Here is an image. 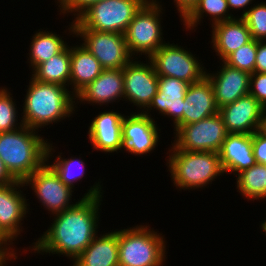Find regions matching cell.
Returning a JSON list of instances; mask_svg holds the SVG:
<instances>
[{
    "label": "cell",
    "mask_w": 266,
    "mask_h": 266,
    "mask_svg": "<svg viewBox=\"0 0 266 266\" xmlns=\"http://www.w3.org/2000/svg\"><path fill=\"white\" fill-rule=\"evenodd\" d=\"M137 225L118 231L119 266H163L166 244L162 234Z\"/></svg>",
    "instance_id": "5b68a950"
},
{
    "label": "cell",
    "mask_w": 266,
    "mask_h": 266,
    "mask_svg": "<svg viewBox=\"0 0 266 266\" xmlns=\"http://www.w3.org/2000/svg\"><path fill=\"white\" fill-rule=\"evenodd\" d=\"M55 32H36L30 43L29 59L32 71L41 63L62 52L68 45Z\"/></svg>",
    "instance_id": "484cf974"
},
{
    "label": "cell",
    "mask_w": 266,
    "mask_h": 266,
    "mask_svg": "<svg viewBox=\"0 0 266 266\" xmlns=\"http://www.w3.org/2000/svg\"><path fill=\"white\" fill-rule=\"evenodd\" d=\"M70 65V47L67 46L59 54L39 64L33 70L32 77L40 82L54 83L69 87Z\"/></svg>",
    "instance_id": "d4e9b609"
},
{
    "label": "cell",
    "mask_w": 266,
    "mask_h": 266,
    "mask_svg": "<svg viewBox=\"0 0 266 266\" xmlns=\"http://www.w3.org/2000/svg\"><path fill=\"white\" fill-rule=\"evenodd\" d=\"M70 58L69 84L73 85L72 94L76 96L84 87L93 82L104 68L83 44L70 48Z\"/></svg>",
    "instance_id": "cb8c5ba5"
},
{
    "label": "cell",
    "mask_w": 266,
    "mask_h": 266,
    "mask_svg": "<svg viewBox=\"0 0 266 266\" xmlns=\"http://www.w3.org/2000/svg\"><path fill=\"white\" fill-rule=\"evenodd\" d=\"M159 129L151 115L135 112L122 121L123 149L135 155H145L155 149Z\"/></svg>",
    "instance_id": "4fadbf2b"
},
{
    "label": "cell",
    "mask_w": 266,
    "mask_h": 266,
    "mask_svg": "<svg viewBox=\"0 0 266 266\" xmlns=\"http://www.w3.org/2000/svg\"><path fill=\"white\" fill-rule=\"evenodd\" d=\"M230 11L228 7L227 0H198L194 7L181 19L183 20V25L188 30H193L199 23H201V18L210 15L212 18V26L219 22H224L226 20H231L233 14H229ZM190 28V29H189Z\"/></svg>",
    "instance_id": "4316f807"
},
{
    "label": "cell",
    "mask_w": 266,
    "mask_h": 266,
    "mask_svg": "<svg viewBox=\"0 0 266 266\" xmlns=\"http://www.w3.org/2000/svg\"><path fill=\"white\" fill-rule=\"evenodd\" d=\"M256 54L257 40L252 39L247 44L229 54L222 62L233 68L252 74L254 73Z\"/></svg>",
    "instance_id": "f546056e"
},
{
    "label": "cell",
    "mask_w": 266,
    "mask_h": 266,
    "mask_svg": "<svg viewBox=\"0 0 266 266\" xmlns=\"http://www.w3.org/2000/svg\"><path fill=\"white\" fill-rule=\"evenodd\" d=\"M76 98V102L79 100L100 106L124 99L123 69H104L93 82L76 95Z\"/></svg>",
    "instance_id": "d6986e66"
},
{
    "label": "cell",
    "mask_w": 266,
    "mask_h": 266,
    "mask_svg": "<svg viewBox=\"0 0 266 266\" xmlns=\"http://www.w3.org/2000/svg\"><path fill=\"white\" fill-rule=\"evenodd\" d=\"M223 172L240 173L256 161L252 147V134L228 133L219 150Z\"/></svg>",
    "instance_id": "44dd1931"
},
{
    "label": "cell",
    "mask_w": 266,
    "mask_h": 266,
    "mask_svg": "<svg viewBox=\"0 0 266 266\" xmlns=\"http://www.w3.org/2000/svg\"><path fill=\"white\" fill-rule=\"evenodd\" d=\"M23 108V125L38 130L74 113L75 97L66 87L30 77ZM71 92V93H70ZM73 95V96H72Z\"/></svg>",
    "instance_id": "7a4b0ae2"
},
{
    "label": "cell",
    "mask_w": 266,
    "mask_h": 266,
    "mask_svg": "<svg viewBox=\"0 0 266 266\" xmlns=\"http://www.w3.org/2000/svg\"><path fill=\"white\" fill-rule=\"evenodd\" d=\"M169 152L168 170L181 190L202 189L224 174L218 152L180 150L173 144Z\"/></svg>",
    "instance_id": "277c9868"
},
{
    "label": "cell",
    "mask_w": 266,
    "mask_h": 266,
    "mask_svg": "<svg viewBox=\"0 0 266 266\" xmlns=\"http://www.w3.org/2000/svg\"><path fill=\"white\" fill-rule=\"evenodd\" d=\"M52 147V144L48 142L46 162L27 177L23 184L24 186L31 185L30 187L34 194L36 193L39 202L48 211H51L52 215H55L73 207L75 204L69 202L74 191L60 180L58 174L48 163L50 156H52V150L54 152Z\"/></svg>",
    "instance_id": "9c48e42d"
},
{
    "label": "cell",
    "mask_w": 266,
    "mask_h": 266,
    "mask_svg": "<svg viewBox=\"0 0 266 266\" xmlns=\"http://www.w3.org/2000/svg\"><path fill=\"white\" fill-rule=\"evenodd\" d=\"M260 227L262 228L263 232H265L266 234V221L265 220L263 221Z\"/></svg>",
    "instance_id": "b9f144b4"
},
{
    "label": "cell",
    "mask_w": 266,
    "mask_h": 266,
    "mask_svg": "<svg viewBox=\"0 0 266 266\" xmlns=\"http://www.w3.org/2000/svg\"><path fill=\"white\" fill-rule=\"evenodd\" d=\"M91 186L83 198L65 211L55 214L50 228L34 242L37 253L61 254L76 259L98 233L101 185Z\"/></svg>",
    "instance_id": "6da1fadb"
},
{
    "label": "cell",
    "mask_w": 266,
    "mask_h": 266,
    "mask_svg": "<svg viewBox=\"0 0 266 266\" xmlns=\"http://www.w3.org/2000/svg\"><path fill=\"white\" fill-rule=\"evenodd\" d=\"M249 93L266 108V73L251 74Z\"/></svg>",
    "instance_id": "d6a6232c"
},
{
    "label": "cell",
    "mask_w": 266,
    "mask_h": 266,
    "mask_svg": "<svg viewBox=\"0 0 266 266\" xmlns=\"http://www.w3.org/2000/svg\"><path fill=\"white\" fill-rule=\"evenodd\" d=\"M177 10L180 13V18H183L198 2V0H174Z\"/></svg>",
    "instance_id": "74e56055"
},
{
    "label": "cell",
    "mask_w": 266,
    "mask_h": 266,
    "mask_svg": "<svg viewBox=\"0 0 266 266\" xmlns=\"http://www.w3.org/2000/svg\"><path fill=\"white\" fill-rule=\"evenodd\" d=\"M264 107L250 94L219 108L228 133L253 134L260 130Z\"/></svg>",
    "instance_id": "5bb4252c"
},
{
    "label": "cell",
    "mask_w": 266,
    "mask_h": 266,
    "mask_svg": "<svg viewBox=\"0 0 266 266\" xmlns=\"http://www.w3.org/2000/svg\"><path fill=\"white\" fill-rule=\"evenodd\" d=\"M69 27L70 33L83 38V46L93 54L104 69H123L134 60L124 34L84 29L75 19Z\"/></svg>",
    "instance_id": "ba28073f"
},
{
    "label": "cell",
    "mask_w": 266,
    "mask_h": 266,
    "mask_svg": "<svg viewBox=\"0 0 266 266\" xmlns=\"http://www.w3.org/2000/svg\"><path fill=\"white\" fill-rule=\"evenodd\" d=\"M131 61L123 68L124 99L144 111L158 91V75L152 62Z\"/></svg>",
    "instance_id": "7c38bea8"
},
{
    "label": "cell",
    "mask_w": 266,
    "mask_h": 266,
    "mask_svg": "<svg viewBox=\"0 0 266 266\" xmlns=\"http://www.w3.org/2000/svg\"><path fill=\"white\" fill-rule=\"evenodd\" d=\"M238 192L249 200L266 198V165L255 163L237 174Z\"/></svg>",
    "instance_id": "83f0119b"
},
{
    "label": "cell",
    "mask_w": 266,
    "mask_h": 266,
    "mask_svg": "<svg viewBox=\"0 0 266 266\" xmlns=\"http://www.w3.org/2000/svg\"><path fill=\"white\" fill-rule=\"evenodd\" d=\"M23 186L22 181L0 185V231L11 242L20 235L21 221L29 210L26 196L19 191Z\"/></svg>",
    "instance_id": "2e32d148"
},
{
    "label": "cell",
    "mask_w": 266,
    "mask_h": 266,
    "mask_svg": "<svg viewBox=\"0 0 266 266\" xmlns=\"http://www.w3.org/2000/svg\"><path fill=\"white\" fill-rule=\"evenodd\" d=\"M13 242H11L1 231H0V256L5 261H11L17 259L18 256H16V252H14L13 247H10L9 245ZM9 247H8V246Z\"/></svg>",
    "instance_id": "8d00e7d4"
},
{
    "label": "cell",
    "mask_w": 266,
    "mask_h": 266,
    "mask_svg": "<svg viewBox=\"0 0 266 266\" xmlns=\"http://www.w3.org/2000/svg\"><path fill=\"white\" fill-rule=\"evenodd\" d=\"M52 164H49L54 171L58 174L60 180L70 187L74 188V184L84 176L85 171V163L83 160H79L78 158H69L63 159L61 155L56 157ZM75 165V166H74ZM77 167V168H74ZM75 170V171H74Z\"/></svg>",
    "instance_id": "f1b7e54d"
},
{
    "label": "cell",
    "mask_w": 266,
    "mask_h": 266,
    "mask_svg": "<svg viewBox=\"0 0 266 266\" xmlns=\"http://www.w3.org/2000/svg\"><path fill=\"white\" fill-rule=\"evenodd\" d=\"M6 265V261L0 256V266Z\"/></svg>",
    "instance_id": "7bdbcfd3"
},
{
    "label": "cell",
    "mask_w": 266,
    "mask_h": 266,
    "mask_svg": "<svg viewBox=\"0 0 266 266\" xmlns=\"http://www.w3.org/2000/svg\"><path fill=\"white\" fill-rule=\"evenodd\" d=\"M252 147L256 163L266 165V135L260 130L252 134Z\"/></svg>",
    "instance_id": "e575fe53"
},
{
    "label": "cell",
    "mask_w": 266,
    "mask_h": 266,
    "mask_svg": "<svg viewBox=\"0 0 266 266\" xmlns=\"http://www.w3.org/2000/svg\"><path fill=\"white\" fill-rule=\"evenodd\" d=\"M212 29L211 43L222 61L229 54L252 40L247 24L242 17L216 23Z\"/></svg>",
    "instance_id": "7402d4cb"
},
{
    "label": "cell",
    "mask_w": 266,
    "mask_h": 266,
    "mask_svg": "<svg viewBox=\"0 0 266 266\" xmlns=\"http://www.w3.org/2000/svg\"><path fill=\"white\" fill-rule=\"evenodd\" d=\"M124 116L114 111H104L94 117L88 131L93 149L106 153L123 150L122 121Z\"/></svg>",
    "instance_id": "ac0fdd59"
},
{
    "label": "cell",
    "mask_w": 266,
    "mask_h": 266,
    "mask_svg": "<svg viewBox=\"0 0 266 266\" xmlns=\"http://www.w3.org/2000/svg\"><path fill=\"white\" fill-rule=\"evenodd\" d=\"M260 131L266 135V108H264Z\"/></svg>",
    "instance_id": "60d3db41"
},
{
    "label": "cell",
    "mask_w": 266,
    "mask_h": 266,
    "mask_svg": "<svg viewBox=\"0 0 266 266\" xmlns=\"http://www.w3.org/2000/svg\"><path fill=\"white\" fill-rule=\"evenodd\" d=\"M147 0H101L90 5L75 20L84 28L124 34L136 12Z\"/></svg>",
    "instance_id": "8992f818"
},
{
    "label": "cell",
    "mask_w": 266,
    "mask_h": 266,
    "mask_svg": "<svg viewBox=\"0 0 266 266\" xmlns=\"http://www.w3.org/2000/svg\"><path fill=\"white\" fill-rule=\"evenodd\" d=\"M173 145L186 151L219 152L228 134L219 113L195 123L180 126Z\"/></svg>",
    "instance_id": "30bf717a"
},
{
    "label": "cell",
    "mask_w": 266,
    "mask_h": 266,
    "mask_svg": "<svg viewBox=\"0 0 266 266\" xmlns=\"http://www.w3.org/2000/svg\"><path fill=\"white\" fill-rule=\"evenodd\" d=\"M162 6L156 0H147L129 23L125 35L129 52L148 58L164 43L161 28ZM143 53V54H142Z\"/></svg>",
    "instance_id": "52a82bcc"
},
{
    "label": "cell",
    "mask_w": 266,
    "mask_h": 266,
    "mask_svg": "<svg viewBox=\"0 0 266 266\" xmlns=\"http://www.w3.org/2000/svg\"><path fill=\"white\" fill-rule=\"evenodd\" d=\"M19 124L16 130L0 133V158L8 172L23 182L46 162L48 142L36 129Z\"/></svg>",
    "instance_id": "3957f363"
},
{
    "label": "cell",
    "mask_w": 266,
    "mask_h": 266,
    "mask_svg": "<svg viewBox=\"0 0 266 266\" xmlns=\"http://www.w3.org/2000/svg\"><path fill=\"white\" fill-rule=\"evenodd\" d=\"M252 1L253 0H227V3H228V7L230 10L231 9H235V10L243 9V12H242L243 14L241 15V17H243L247 13L249 9L248 5H250ZM247 6L248 8L246 9Z\"/></svg>",
    "instance_id": "f35d334b"
},
{
    "label": "cell",
    "mask_w": 266,
    "mask_h": 266,
    "mask_svg": "<svg viewBox=\"0 0 266 266\" xmlns=\"http://www.w3.org/2000/svg\"><path fill=\"white\" fill-rule=\"evenodd\" d=\"M73 266H119L118 231L95 236Z\"/></svg>",
    "instance_id": "603a6c76"
},
{
    "label": "cell",
    "mask_w": 266,
    "mask_h": 266,
    "mask_svg": "<svg viewBox=\"0 0 266 266\" xmlns=\"http://www.w3.org/2000/svg\"><path fill=\"white\" fill-rule=\"evenodd\" d=\"M10 95L12 96L6 87L0 88V133L18 129V111Z\"/></svg>",
    "instance_id": "4dcf8cb0"
},
{
    "label": "cell",
    "mask_w": 266,
    "mask_h": 266,
    "mask_svg": "<svg viewBox=\"0 0 266 266\" xmlns=\"http://www.w3.org/2000/svg\"><path fill=\"white\" fill-rule=\"evenodd\" d=\"M242 18L247 24L252 39L266 40V3L254 4Z\"/></svg>",
    "instance_id": "1f68e13d"
},
{
    "label": "cell",
    "mask_w": 266,
    "mask_h": 266,
    "mask_svg": "<svg viewBox=\"0 0 266 266\" xmlns=\"http://www.w3.org/2000/svg\"><path fill=\"white\" fill-rule=\"evenodd\" d=\"M101 0H57L62 14L73 13L75 19L90 5ZM77 13V14H76Z\"/></svg>",
    "instance_id": "836d02e7"
},
{
    "label": "cell",
    "mask_w": 266,
    "mask_h": 266,
    "mask_svg": "<svg viewBox=\"0 0 266 266\" xmlns=\"http://www.w3.org/2000/svg\"><path fill=\"white\" fill-rule=\"evenodd\" d=\"M217 113L219 108L208 77L191 83L184 98L183 125L198 122Z\"/></svg>",
    "instance_id": "ffe728a7"
},
{
    "label": "cell",
    "mask_w": 266,
    "mask_h": 266,
    "mask_svg": "<svg viewBox=\"0 0 266 266\" xmlns=\"http://www.w3.org/2000/svg\"><path fill=\"white\" fill-rule=\"evenodd\" d=\"M190 83L174 77L159 76L158 91L151 103L142 111L149 116V110L155 109L174 119V131L183 125L184 98Z\"/></svg>",
    "instance_id": "9a60e30c"
},
{
    "label": "cell",
    "mask_w": 266,
    "mask_h": 266,
    "mask_svg": "<svg viewBox=\"0 0 266 266\" xmlns=\"http://www.w3.org/2000/svg\"><path fill=\"white\" fill-rule=\"evenodd\" d=\"M206 76L211 82L218 108L233 103L250 91L251 74L233 68L224 62L219 71L215 74L206 73Z\"/></svg>",
    "instance_id": "e0dca14e"
},
{
    "label": "cell",
    "mask_w": 266,
    "mask_h": 266,
    "mask_svg": "<svg viewBox=\"0 0 266 266\" xmlns=\"http://www.w3.org/2000/svg\"><path fill=\"white\" fill-rule=\"evenodd\" d=\"M158 76L174 77L195 83L206 76V71L194 55L183 47L165 43L149 58Z\"/></svg>",
    "instance_id": "8fae6325"
},
{
    "label": "cell",
    "mask_w": 266,
    "mask_h": 266,
    "mask_svg": "<svg viewBox=\"0 0 266 266\" xmlns=\"http://www.w3.org/2000/svg\"><path fill=\"white\" fill-rule=\"evenodd\" d=\"M254 72L266 73V43L257 40V54Z\"/></svg>",
    "instance_id": "d590c367"
},
{
    "label": "cell",
    "mask_w": 266,
    "mask_h": 266,
    "mask_svg": "<svg viewBox=\"0 0 266 266\" xmlns=\"http://www.w3.org/2000/svg\"><path fill=\"white\" fill-rule=\"evenodd\" d=\"M17 180L8 172L5 164L0 158V185L14 183Z\"/></svg>",
    "instance_id": "ab89813d"
}]
</instances>
